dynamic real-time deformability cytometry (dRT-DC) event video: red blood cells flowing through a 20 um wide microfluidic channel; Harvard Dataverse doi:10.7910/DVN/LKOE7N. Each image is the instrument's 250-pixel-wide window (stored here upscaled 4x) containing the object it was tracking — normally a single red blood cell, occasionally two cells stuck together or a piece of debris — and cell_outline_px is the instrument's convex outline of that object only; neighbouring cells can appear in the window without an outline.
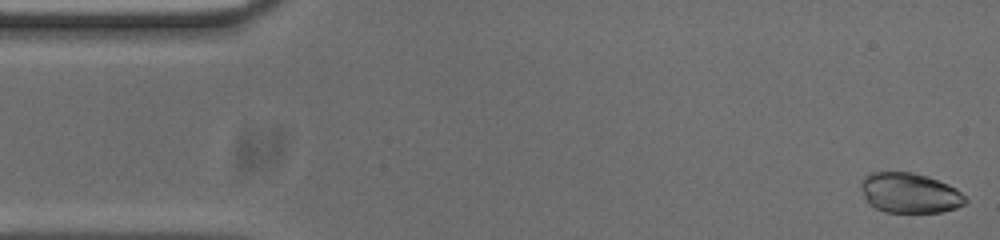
{"species": "common noctule bat (a hibernating species)", "species_latin": "Nyctalus noctula", "temperature_condition": "cold", "stored_images_in_passage": 53, "camera_frame_rate_fps": 3000, "um_per_image_px": 0.085, "animal": {"sex": "male", "body_mass_g": 20.0, "forearm_length_mm": 53.3}, "frame": {"image": 1, "passage_image": 1, "time_ms": 0.0, "image_size_px": [1000, 240], "cell_outline_px": [[968, 200], [964, 204], [956, 208], [944, 212], [884, 212], [868, 204], [860, 188], [860, 184], [864, 176], [872, 172], [912, 172], [948, 184], [956, 188]], "centroid_in_image_um": [77.3, 16.41], "position_along_channel_um": 7.7, "area_um2": 24.39}}
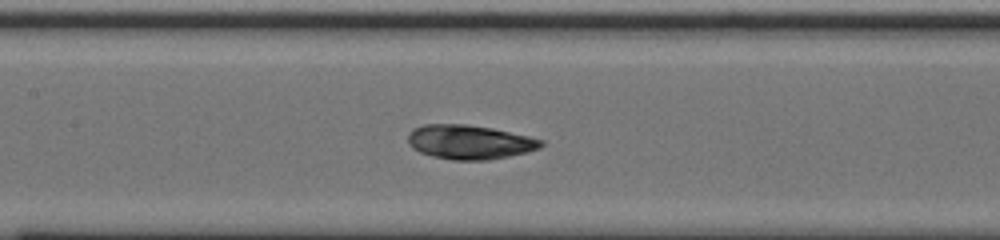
{"frame": {"image": 2, "passage_image": 23, "time_ms": 7.333, "image_size_px": [1000, 240], "cell_outline_px": [[544, 144], [540, 148], [528, 152], [488, 160], [452, 160], [432, 156], [420, 152], [412, 148], [408, 144], [408, 132], [412, 128], [424, 124], [464, 124], [492, 128], [528, 136], [544, 140]], "centroid_in_image_um": [39.89, 12.07], "position_along_channel_um": 167.5, "area_um2": 26.7}}
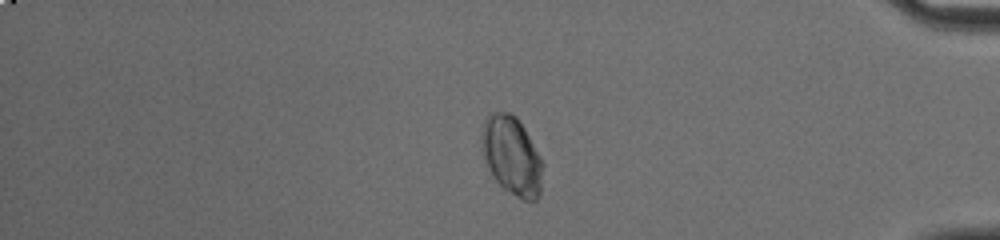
{"frame": {"image": 3, "passage_image": 44, "time_ms": 14.333, "image_size_px": [1000, 240], "cell_outline_px": [[544, 164], [540, 196], [536, 200], [524, 200], [516, 196], [504, 188], [492, 176], [484, 160], [480, 140], [484, 120], [492, 112], [508, 112], [516, 116], [524, 128], [540, 156]], "centroid_in_image_um": [43.5, 13.24], "position_along_channel_um": 391.7, "area_um2": 28.09}, "authors_computed_cell_mechanics": {"area_um2": 26.01, "velocity_mm_per_s": 3.7268, "shape_relaxation_time_tau1_ms": 5.1916, "shape_relaxation_time_tau2_ms": 1.3609, "deformation_change_tau1": 0.089, "deformation_change_tau2": 0.0397}}